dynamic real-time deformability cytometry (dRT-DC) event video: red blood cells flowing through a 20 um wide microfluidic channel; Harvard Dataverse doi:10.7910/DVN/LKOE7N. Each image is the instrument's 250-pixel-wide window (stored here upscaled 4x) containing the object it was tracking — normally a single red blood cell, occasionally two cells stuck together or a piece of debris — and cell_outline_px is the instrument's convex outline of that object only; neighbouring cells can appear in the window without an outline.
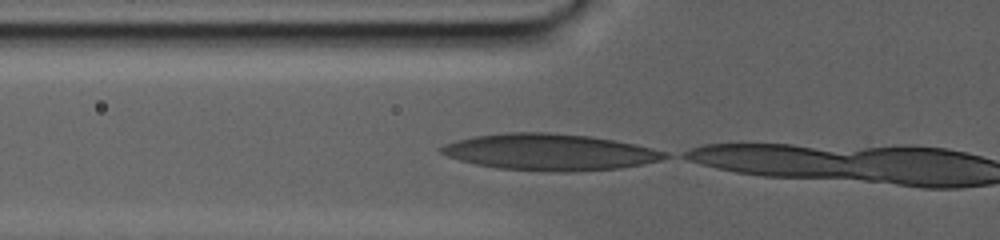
{"species": "human", "species_latin": "Homo sapiens", "temperature_condition": "warm", "stored_images_in_passage": 34, "camera_frame_rate_fps": 3000, "um_per_image_px": 0.085, "donor": {"sex": "male"}, "frame": {"image": 1, "passage_image": 32, "time_ms": 10.333, "image_size_px": [1000, 240], "cell_outline_px": [[672, 156], [660, 160], [620, 168], [572, 172], [560, 172], [496, 168], [476, 164], [460, 160], [448, 156], [440, 152], [440, 148], [444, 144], [456, 140], [476, 136], [508, 132], [548, 132], [588, 136], [636, 144], [668, 152]], "centroid_in_image_um": [46.74, 12.93], "position_along_channel_um": 79.1, "area_um2": 47.34}}